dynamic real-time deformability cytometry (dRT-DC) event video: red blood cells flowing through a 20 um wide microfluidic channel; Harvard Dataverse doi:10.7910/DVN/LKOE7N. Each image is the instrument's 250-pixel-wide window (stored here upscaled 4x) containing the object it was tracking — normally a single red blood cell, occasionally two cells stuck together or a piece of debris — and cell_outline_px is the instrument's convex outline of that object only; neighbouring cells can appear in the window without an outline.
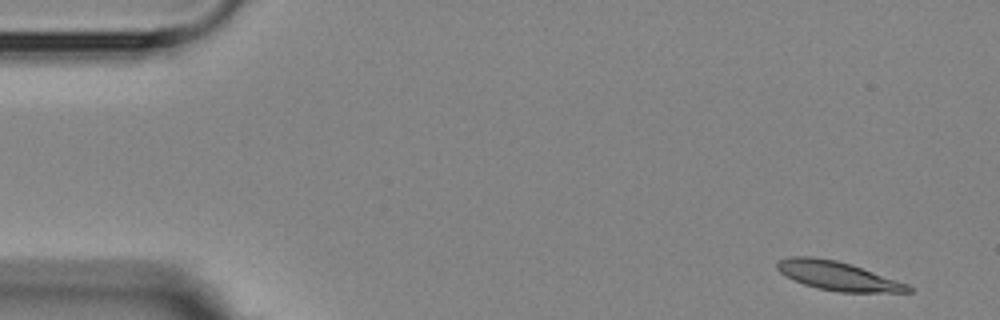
{"species": "Egyptian fruit bat (a non-hibernating species)", "species_latin": "Rousettus aegyptiacus", "temperature_condition": "room temperature", "stored_images_in_passage": 5, "camera_frame_rate_fps": 3000, "um_per_image_px": 0.085, "animal": {"sex": "female"}, "frame": {"image": 1, "passage_image": 1, "time_ms": 0.0, "image_size_px": [1000, 320], "cell_outline_px": [[912, 292], [840, 292], [816, 288], [792, 280], [780, 272], [776, 268], [776, 264], [780, 260], [792, 256], [812, 256], [836, 260], [852, 264], [908, 284], [912, 288]], "centroid_in_image_um": [71.19, 23.44], "position_along_channel_um": 13.8, "area_um2": 22.08}}